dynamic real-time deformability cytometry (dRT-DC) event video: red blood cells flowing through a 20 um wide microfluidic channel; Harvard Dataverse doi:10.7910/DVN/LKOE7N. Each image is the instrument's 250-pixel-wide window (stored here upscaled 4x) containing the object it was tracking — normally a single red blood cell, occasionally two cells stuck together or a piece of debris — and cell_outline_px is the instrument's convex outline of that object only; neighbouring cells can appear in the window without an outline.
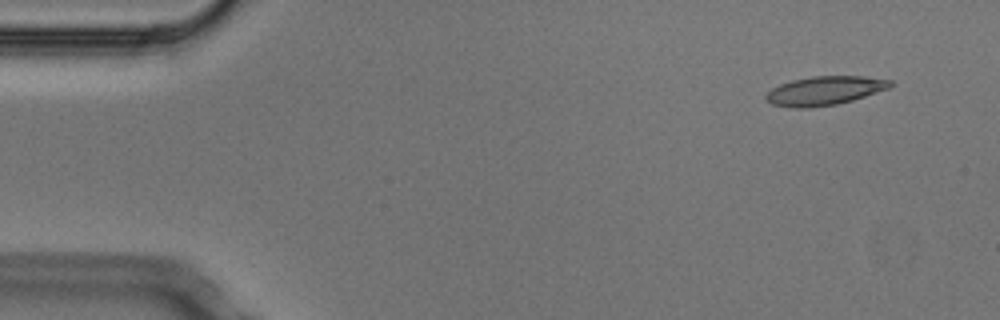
{"species": "Egyptian fruit bat (a non-hibernating species)", "species_latin": "Rousettus aegyptiacus", "temperature_condition": "cold", "stored_images_in_passage": 4, "camera_frame_rate_fps": 3000, "um_per_image_px": 0.085, "animal": {"sex": "male"}, "frame": {"image": 1, "passage_image": 2, "time_ms": 0.333, "image_size_px": [1000, 320], "cell_outline_px": [[892, 84], [888, 88], [852, 100], [836, 104], [808, 108], [792, 108], [772, 104], [764, 96], [772, 88], [780, 84], [792, 80], [812, 76], [864, 76], [892, 80]], "centroid_in_image_um": [70.07, 7.7], "position_along_channel_um": 14.9, "area_um2": 20.75}}